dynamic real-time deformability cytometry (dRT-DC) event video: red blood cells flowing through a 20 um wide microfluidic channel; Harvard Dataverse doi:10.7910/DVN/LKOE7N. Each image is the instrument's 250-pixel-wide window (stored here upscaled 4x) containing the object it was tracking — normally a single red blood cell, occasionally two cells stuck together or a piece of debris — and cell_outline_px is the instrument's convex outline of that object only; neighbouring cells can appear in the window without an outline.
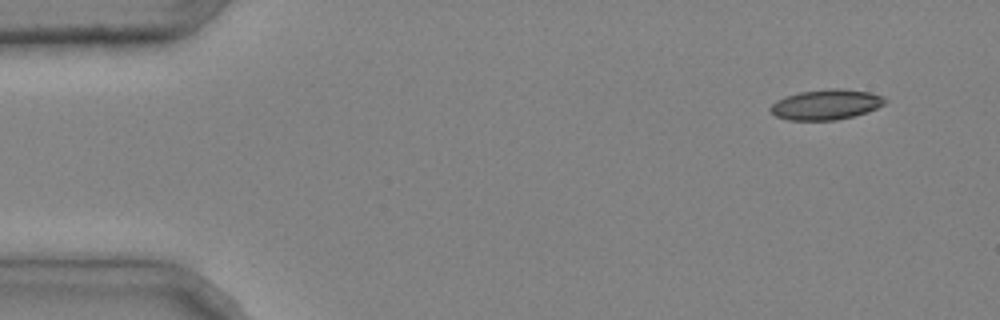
{"species": "common noctule bat (a hibernating species)", "species_latin": "Nyctalus noctula", "temperature_condition": "cold", "stored_images_in_passage": 5, "segment_of_instrument_passage": [1, 2], "camera_frame_rate_fps": 3000, "um_per_image_px": 0.085, "animal": {"sex": "male", "body_mass_g": 20.4}, "frame": {"image": 1, "passage_image": 1, "time_ms": 0.0, "image_size_px": [1000, 320], "cell_outline_px": [[888, 100], [884, 104], [876, 108], [852, 116], [836, 120], [788, 120], [776, 116], [768, 108], [776, 100], [784, 96], [800, 92], [828, 88], [840, 88], [872, 92], [884, 96]], "centroid_in_image_um": [70.21, 8.87], "position_along_channel_um": 14.8, "area_um2": 20.29}}
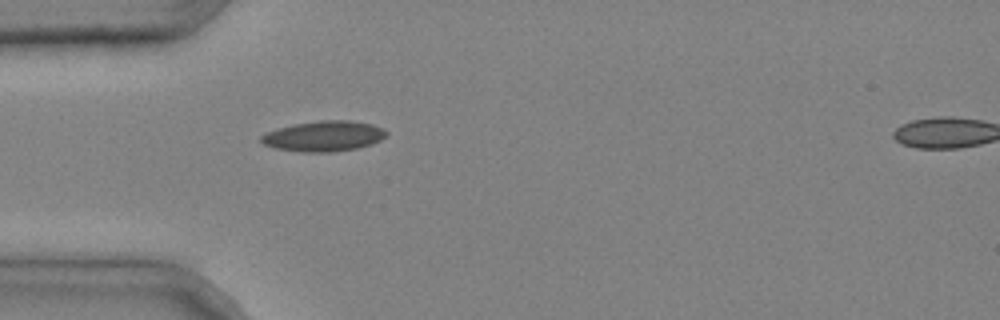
{"frame": {"image": 2, "passage_image": 4, "time_ms": 1.0, "image_size_px": [1000, 320], "cell_outline_px": [[388, 136], [372, 144], [356, 148], [332, 152], [304, 152], [276, 148], [264, 144], [260, 140], [260, 136], [268, 132], [280, 128], [296, 124], [320, 120], [348, 120], [372, 124], [384, 128], [388, 132]], "centroid_in_image_um": [27.58, 11.57], "position_along_channel_um": 57.4, "area_um2": 22.08}}